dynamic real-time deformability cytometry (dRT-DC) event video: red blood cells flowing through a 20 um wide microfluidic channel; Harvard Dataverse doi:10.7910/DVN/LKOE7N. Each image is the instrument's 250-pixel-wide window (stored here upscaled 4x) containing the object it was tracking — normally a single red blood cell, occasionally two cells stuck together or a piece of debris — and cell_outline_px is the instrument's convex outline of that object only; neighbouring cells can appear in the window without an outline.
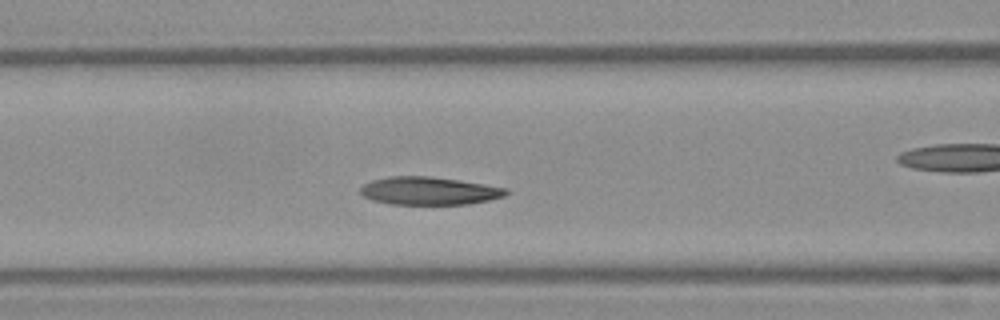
{"species": "Egyptian fruit bat (a non-hibernating species)", "species_latin": "Rousettus aegyptiacus", "temperature_condition": "warm", "stored_images_in_passage": 38, "camera_frame_rate_fps": 3000, "um_per_image_px": 0.085, "frame": {"image": 1, "passage_image": 12, "time_ms": 3.667, "image_size_px": [1000, 320], "cell_outline_px": [[508, 192], [504, 196], [488, 200], [468, 204], [388, 204], [372, 200], [364, 196], [360, 192], [360, 188], [364, 184], [372, 180], [392, 176], [428, 176], [460, 180], [508, 188]], "centroid_in_image_um": [36.47, 16.22], "position_along_channel_um": 130.1, "area_um2": 23.64}}
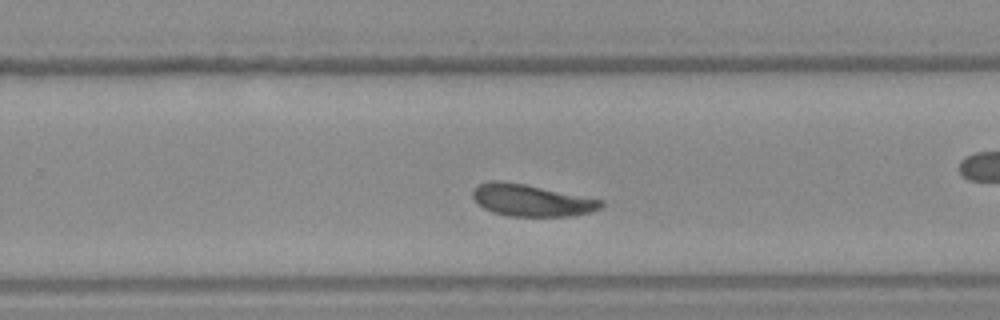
{"frame": {"image": 2, "passage_image": 22, "time_ms": 7.0, "image_size_px": [1000, 320], "cell_outline_px": [[604, 204], [600, 208], [592, 212], [572, 216], [508, 216], [492, 212], [484, 208], [472, 196], [472, 192], [476, 184], [492, 180], [500, 180], [524, 184], [604, 200]], "centroid_in_image_um": [45.17, 17.02], "position_along_channel_um": 284.6, "area_um2": 23.87}}
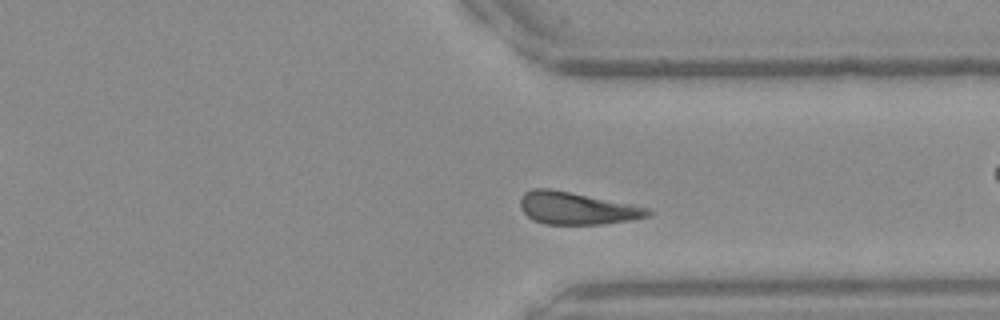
{"frame": {"image": 3, "passage_image": 27, "time_ms": 8.667, "image_size_px": [1000, 320], "cell_outline_px": [[652, 216], [632, 220], [600, 224], [544, 224], [532, 220], [520, 208], [520, 196], [524, 192], [532, 188], [548, 188], [648, 208], [652, 212]], "centroid_in_image_um": [48.97, 17.71], "position_along_channel_um": 362.4, "area_um2": 23.81}}